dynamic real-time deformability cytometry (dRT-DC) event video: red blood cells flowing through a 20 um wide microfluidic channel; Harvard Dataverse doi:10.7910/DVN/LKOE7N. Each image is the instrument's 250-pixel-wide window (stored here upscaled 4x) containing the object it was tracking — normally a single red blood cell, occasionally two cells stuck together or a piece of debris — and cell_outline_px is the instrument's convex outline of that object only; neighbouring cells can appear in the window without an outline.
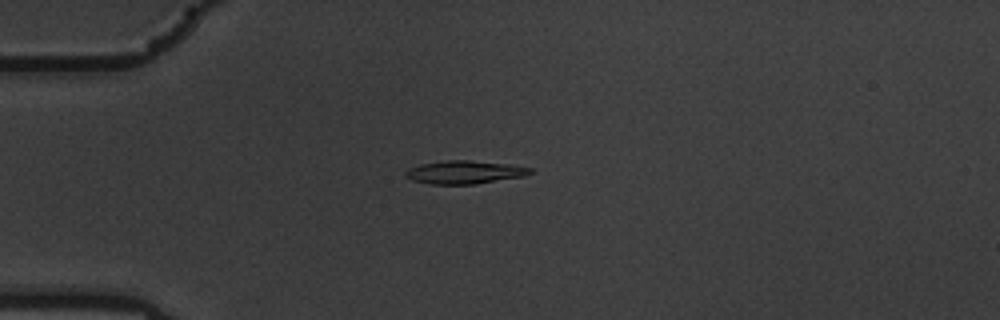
{"species": "common noctule bat (a hibernating species)", "species_latin": "Nyctalus noctula", "temperature_condition": "warm", "stored_images_in_passage": 54, "camera_frame_rate_fps": 3000, "um_per_image_px": 0.085, "animal": {"sex": "male", "body_mass_g": 19.5, "forearm_length_mm": 54.6}, "frame": {"image": 1, "passage_image": 12, "time_ms": 3.667, "image_size_px": [1000, 320], "cell_outline_px": [[532, 172], [524, 176], [472, 184], [428, 184], [412, 180], [404, 176], [404, 172], [408, 168], [420, 164], [448, 160], [468, 160], [512, 164], [532, 168]], "centroid_in_image_um": [39.45, 14.63], "position_along_channel_um": 45.5, "area_um2": 16.82}}
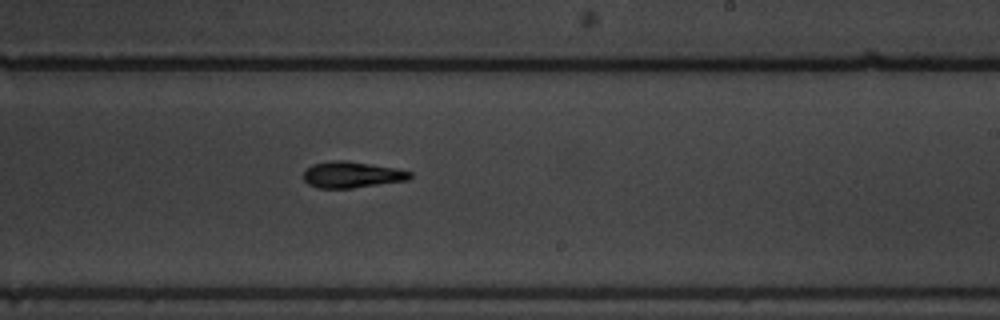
{"frame": {"image": 2, "passage_image": 32, "time_ms": 10.333, "image_size_px": [1000, 320], "cell_outline_px": [[412, 176], [408, 180], [352, 188], [316, 188], [308, 184], [304, 180], [304, 172], [312, 164], [328, 160], [348, 160], [396, 168], [412, 172]], "centroid_in_image_um": [29.9, 14.84], "position_along_channel_um": 259.1, "area_um2": 16.42}}
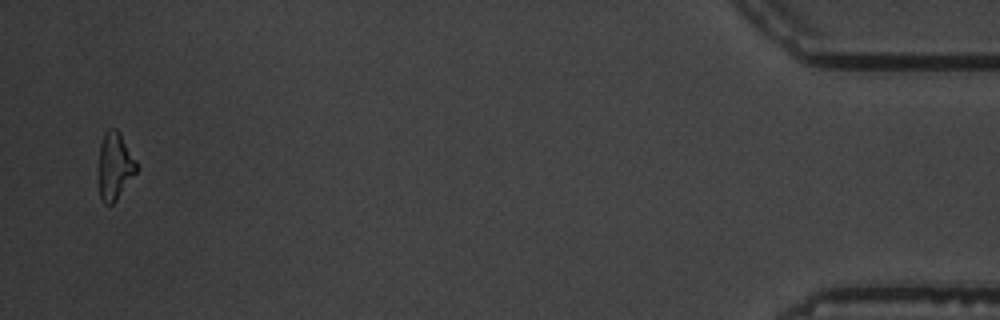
{"frame": {"image": 3, "passage_image": 53, "time_ms": 17.333, "image_size_px": [1000, 320], "cell_outline_px": [[136, 172], [116, 200], [112, 204], [104, 204], [100, 196], [100, 144], [104, 132], [108, 128], [116, 128], [120, 132], [136, 160]], "centroid_in_image_um": [9.77, 14.07], "position_along_channel_um": 425.4, "area_um2": 14.51}, "authors_computed_cell_mechanics": {"area_um2": 16.0106, "velocity_mm_per_s": 3.5321, "shape_relaxation_time_tau1_ms": 4.4535, "shape_relaxation_time_tau2_ms": 2.955, "deformation_change_tau1": 0.1651, "deformation_change_tau2": 0.1176}}